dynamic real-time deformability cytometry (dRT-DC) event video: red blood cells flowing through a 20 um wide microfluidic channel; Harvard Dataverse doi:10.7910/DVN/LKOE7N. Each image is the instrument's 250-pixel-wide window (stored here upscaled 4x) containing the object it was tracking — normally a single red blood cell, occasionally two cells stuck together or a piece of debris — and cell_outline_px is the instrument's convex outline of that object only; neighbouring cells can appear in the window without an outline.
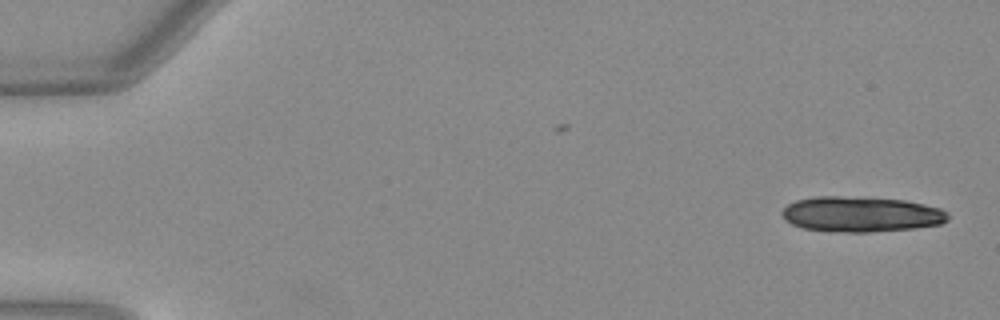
{"species": "Egyptian fruit bat (a non-hibernating species)", "species_latin": "Rousettus aegyptiacus", "temperature_condition": "warm", "stored_images_in_passage": 15, "camera_frame_rate_fps": 3000, "um_per_image_px": 0.085, "animal": {"sex": "female"}, "frame": {"image": 1, "passage_image": 1, "time_ms": 0.0, "image_size_px": [1000, 320], "cell_outline_px": [[948, 220], [940, 224], [912, 228], [868, 232], [828, 232], [804, 228], [792, 224], [784, 220], [780, 212], [788, 204], [796, 200], [816, 196], [840, 196], [904, 200], [924, 204], [940, 208], [948, 212]], "centroid_in_image_um": [73.15, 18.21], "position_along_channel_um": 11.9, "area_um2": 34.28}}